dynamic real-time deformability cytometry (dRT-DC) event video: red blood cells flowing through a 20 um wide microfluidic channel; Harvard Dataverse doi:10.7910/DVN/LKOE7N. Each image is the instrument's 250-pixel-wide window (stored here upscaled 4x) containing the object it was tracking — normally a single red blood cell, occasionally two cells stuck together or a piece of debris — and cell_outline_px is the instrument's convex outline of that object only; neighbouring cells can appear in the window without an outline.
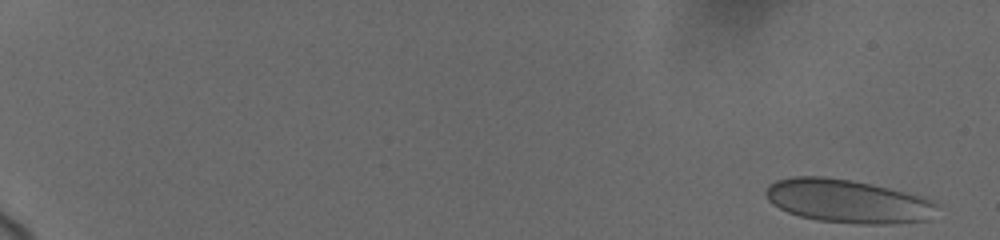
{"species": "human", "species_latin": "Homo sapiens", "temperature_condition": "cold", "stored_images_in_passage": 8, "camera_frame_rate_fps": 3000, "um_per_image_px": 0.085, "donor": {"sex": "female"}, "frame": {"image": 1, "passage_image": 1, "time_ms": 0.0, "image_size_px": [1000, 240], "cell_outline_px": [[936, 204], [928, 220], [888, 224], [860, 224], [816, 220], [800, 216], [788, 212], [772, 204], [768, 200], [764, 192], [768, 184], [776, 180], [792, 176], [824, 176], [872, 184], [904, 192], [932, 200]], "centroid_in_image_um": [71.97, 17.09], "position_along_channel_um": 13.0, "area_um2": 43.0}}
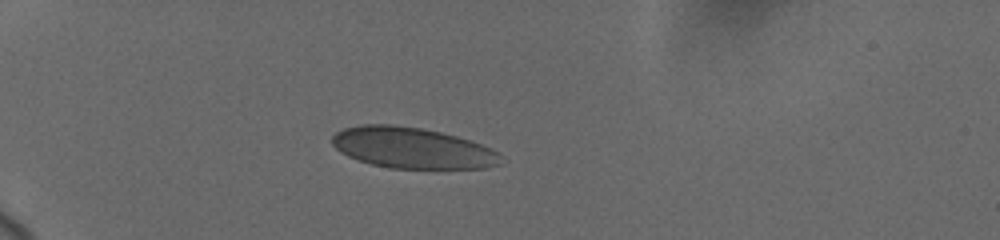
{"frame": {"image": 2, "passage_image": 6, "time_ms": 5.333, "image_size_px": [1000, 240], "cell_outline_px": [[500, 164], [484, 168], [388, 168], [372, 164], [348, 156], [340, 152], [332, 144], [332, 136], [336, 132], [344, 128], [360, 124], [392, 124], [420, 128], [440, 132], [456, 136], [492, 148], [496, 152]], "centroid_in_image_um": [34.97, 12.56], "position_along_channel_um": 50.0, "area_um2": 39.88}}
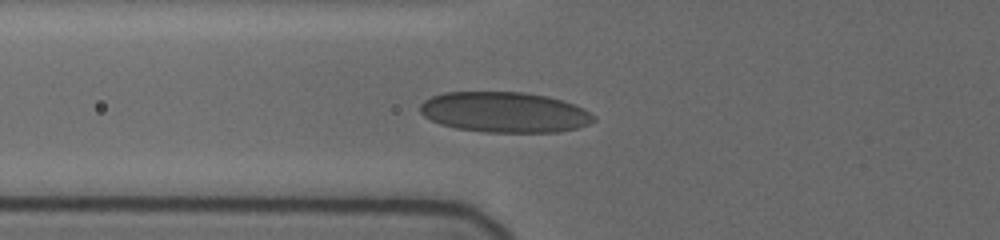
{"frame": {"image": 3, "passage_image": 8, "time_ms": 7.333, "image_size_px": [1000, 240], "cell_outline_px": [[596, 120], [588, 124], [576, 128], [556, 132], [484, 132], [456, 128], [440, 124], [424, 116], [420, 112], [420, 104], [424, 100], [432, 96], [444, 92], [524, 92], [548, 96], [584, 108], [596, 116]], "centroid_in_image_um": [42.88, 9.54], "position_along_channel_um": 82.9, "area_um2": 40.98}}